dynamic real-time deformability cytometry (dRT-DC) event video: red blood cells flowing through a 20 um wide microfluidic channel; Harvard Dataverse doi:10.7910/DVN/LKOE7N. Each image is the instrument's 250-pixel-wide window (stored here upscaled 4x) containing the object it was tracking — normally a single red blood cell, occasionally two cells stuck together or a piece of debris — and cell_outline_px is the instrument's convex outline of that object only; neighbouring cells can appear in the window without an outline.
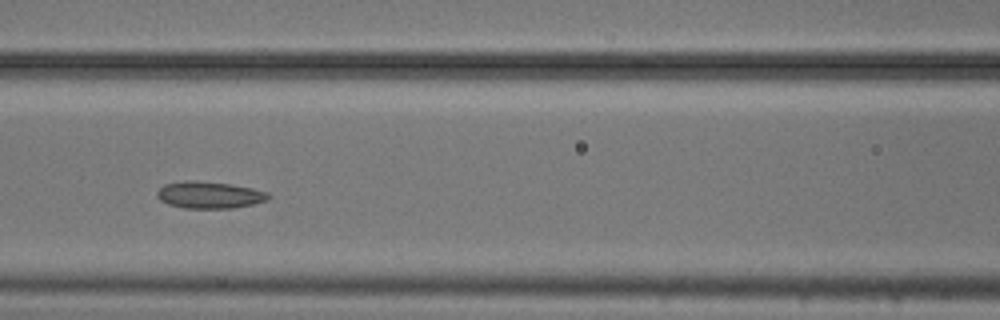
{"species": "common noctule bat (a hibernating species)", "species_latin": "Nyctalus noctula", "temperature_condition": "cold", "stored_images_in_passage": 7, "camera_frame_rate_fps": 3000, "um_per_image_px": 0.085, "animal": {"sex": "male", "body_mass_g": 20.5, "forearm_length_mm": 52.5}, "frame": {"image": 1, "passage_image": 6, "time_ms": 1.667, "image_size_px": [1000, 320], "cell_outline_px": [[272, 196], [268, 200], [252, 204], [232, 208], [184, 208], [168, 204], [160, 200], [156, 196], [156, 192], [164, 184], [184, 180], [196, 180], [232, 184], [252, 188], [268, 192]], "centroid_in_image_um": [17.8, 16.56], "position_along_channel_um": 148.8, "area_um2": 17.63}}
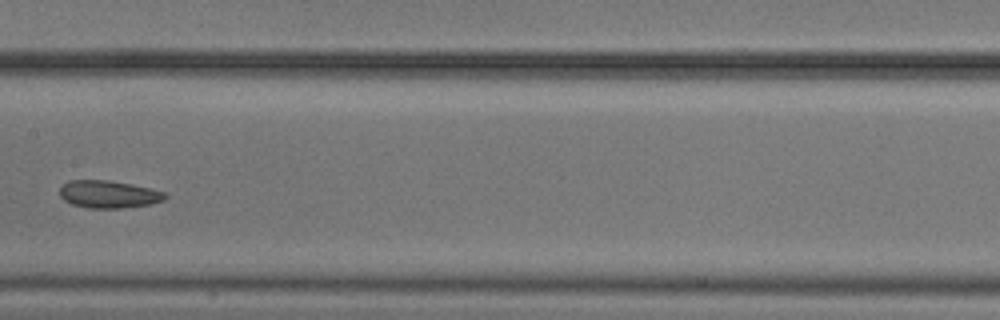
{"frame": {"image": 2, "passage_image": 7, "time_ms": 2.0, "image_size_px": [1000, 320], "cell_outline_px": [[168, 196], [164, 200], [152, 204], [120, 208], [88, 208], [72, 204], [64, 200], [60, 196], [60, 188], [68, 180], [108, 180], [132, 184], [164, 192]], "centroid_in_image_um": [9.23, 16.51], "position_along_channel_um": 198.2, "area_um2": 16.88}}